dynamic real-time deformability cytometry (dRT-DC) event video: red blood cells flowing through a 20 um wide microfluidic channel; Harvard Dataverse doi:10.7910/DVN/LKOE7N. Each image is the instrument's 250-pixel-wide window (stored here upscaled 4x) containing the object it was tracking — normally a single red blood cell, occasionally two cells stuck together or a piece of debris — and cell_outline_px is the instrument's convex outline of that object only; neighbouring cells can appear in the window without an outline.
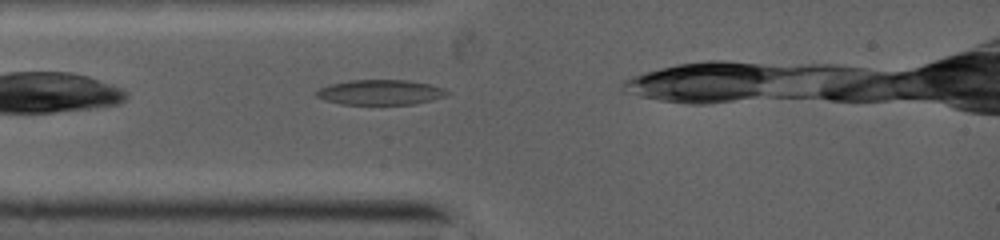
{"species": "common noctule bat (a hibernating species)", "species_latin": "Nyctalus noctula", "temperature_condition": "warm", "stored_images_in_passage": 1, "camera_frame_rate_fps": 5000, "um_per_image_px": 0.085, "animal": {"sex": "female", "body_mass_g": 19.0, "forearm_length_mm": 53.3}, "frame": {"image": 1, "passage_image": 1, "time_ms": 0.0, "image_size_px": [1000, 240], "cell_outline_px": [[448, 92], [444, 96], [412, 104], [344, 104], [328, 100], [316, 96], [316, 92], [320, 88], [332, 84], [348, 80], [404, 80], [428, 84], [440, 88]], "centroid_in_image_um": [32.28, 7.84], "position_along_channel_um": 52.7, "area_um2": 18.44}}